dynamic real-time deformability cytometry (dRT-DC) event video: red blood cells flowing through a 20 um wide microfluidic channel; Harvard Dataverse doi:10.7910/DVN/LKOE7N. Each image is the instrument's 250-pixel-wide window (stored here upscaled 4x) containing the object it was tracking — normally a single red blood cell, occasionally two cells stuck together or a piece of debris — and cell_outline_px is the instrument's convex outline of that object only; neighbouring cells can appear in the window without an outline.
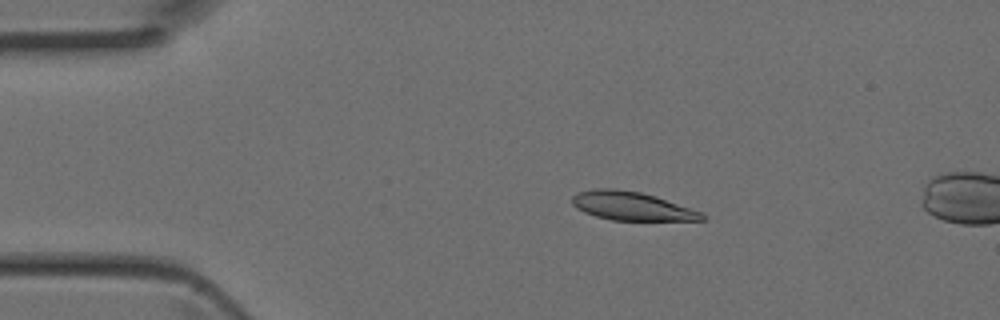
{"species": "Egyptian fruit bat (a non-hibernating species)", "species_latin": "Rousettus aegyptiacus", "temperature_condition": "room temperature", "stored_images_in_passage": 5, "camera_frame_rate_fps": 3000, "um_per_image_px": 0.085, "animal": {"sex": "female"}, "frame": {"image": 1, "passage_image": 1, "time_ms": 0.0, "image_size_px": [1000, 320], "cell_outline_px": [[708, 220], [612, 220], [596, 216], [584, 212], [576, 208], [572, 204], [572, 196], [580, 192], [596, 188], [616, 188], [640, 192], [656, 196], [704, 212], [708, 216]], "centroid_in_image_um": [53.76, 17.51], "position_along_channel_um": 31.2, "area_um2": 21.79}}